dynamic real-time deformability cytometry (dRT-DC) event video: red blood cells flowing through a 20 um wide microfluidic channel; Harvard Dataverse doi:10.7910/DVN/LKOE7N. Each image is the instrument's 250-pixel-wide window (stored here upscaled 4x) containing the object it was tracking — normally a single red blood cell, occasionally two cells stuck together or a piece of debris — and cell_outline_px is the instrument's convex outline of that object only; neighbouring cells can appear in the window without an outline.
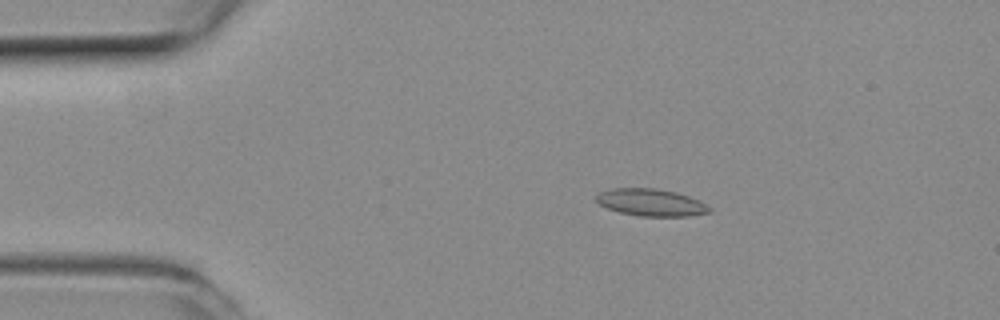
{"species": "common noctule bat (a hibernating species)", "species_latin": "Nyctalus noctula", "temperature_condition": "room temperature", "stored_images_in_passage": 51, "camera_frame_rate_fps": 3000, "um_per_image_px": 0.085, "animal": {"sex": "female", "body_mass_g": 19.3, "forearm_length_mm": 54.1}, "frame": {"image": 1, "passage_image": 9, "time_ms": 2.667, "image_size_px": [1000, 320], "cell_outline_px": [[712, 212], [688, 216], [640, 216], [620, 212], [608, 208], [600, 204], [596, 200], [596, 196], [600, 192], [608, 188], [656, 188], [676, 192], [700, 200], [712, 208]], "centroid_in_image_um": [55.36, 17.2], "position_along_channel_um": 29.6, "area_um2": 17.98}}
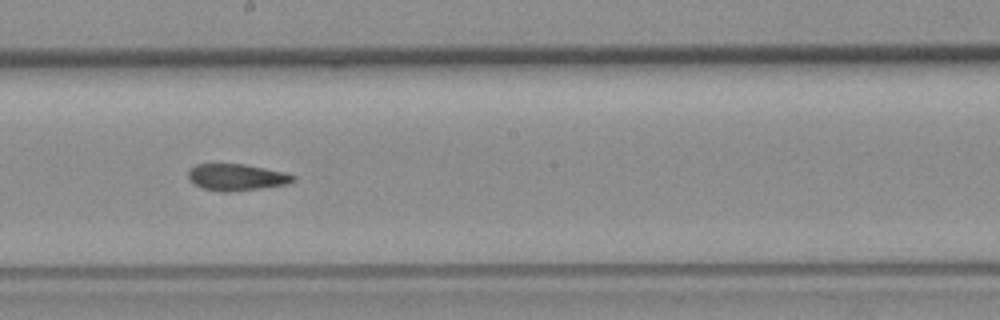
{"frame": {"image": 2, "passage_image": 28, "time_ms": 9.0, "image_size_px": [1000, 320], "cell_outline_px": [[296, 180], [288, 184], [260, 188], [228, 192], [224, 192], [200, 188], [192, 184], [188, 176], [188, 172], [196, 164], [244, 164], [288, 172], [296, 176]], "centroid_in_image_um": [20.14, 15.06], "position_along_channel_um": 228.1, "area_um2": 16.47}}
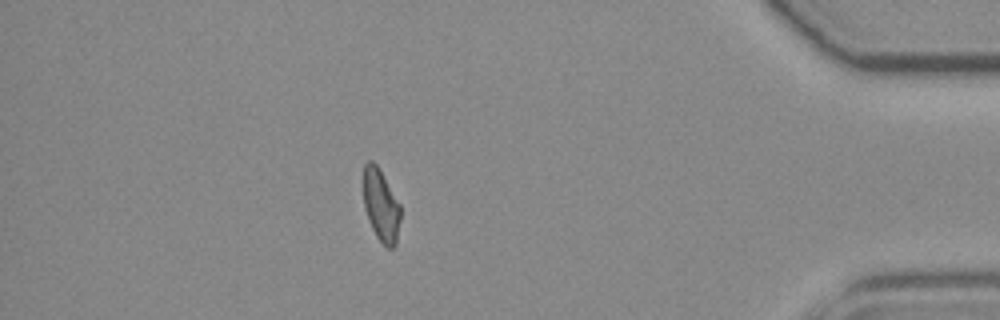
{"frame": {"image": 3, "passage_image": 45, "time_ms": 14.667, "image_size_px": [1000, 320], "cell_outline_px": [[400, 220], [396, 244], [392, 248], [388, 248], [376, 236], [368, 220], [364, 208], [360, 180], [364, 164], [368, 160], [372, 160], [376, 164], [400, 204]], "centroid_in_image_um": [32.32, 17.39], "position_along_channel_um": 402.9, "area_um2": 16.07}, "authors_computed_cell_mechanics": {"area_um2": 16.7042, "velocity_mm_per_s": 3.9441, "shape_relaxation_time_tau1_ms": null, "shape_relaxation_time_tau2_ms": 3.5651, "deformation_change_tau1": null, "deformation_change_tau2": 0.1052}}